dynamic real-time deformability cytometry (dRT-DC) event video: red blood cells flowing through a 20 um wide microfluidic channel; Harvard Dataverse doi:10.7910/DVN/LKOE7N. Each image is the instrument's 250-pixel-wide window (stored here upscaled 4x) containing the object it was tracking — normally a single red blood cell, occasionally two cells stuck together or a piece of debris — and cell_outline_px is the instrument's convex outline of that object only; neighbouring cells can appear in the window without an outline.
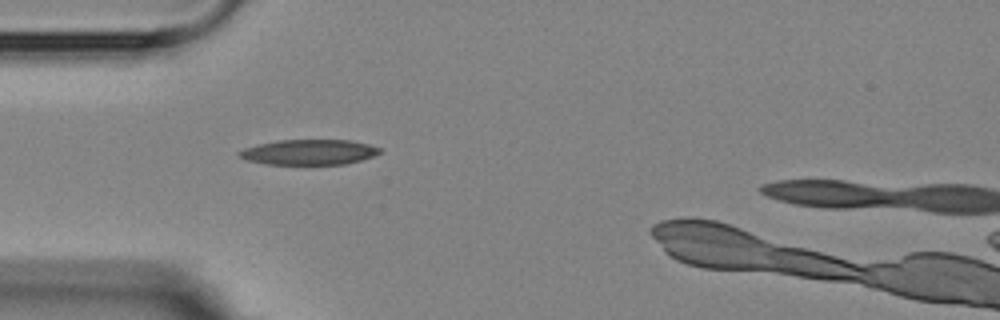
{"species": "Egyptian fruit bat (a non-hibernating species)", "species_latin": "Rousettus aegyptiacus", "temperature_condition": "room temperature", "stored_images_in_passage": 1, "camera_frame_rate_fps": 3000, "um_per_image_px": 0.085, "animal": {"sex": "female"}, "frame": {"image": 1, "passage_image": 1, "time_ms": 0.0, "image_size_px": [1000, 320], "cell_outline_px": [[380, 152], [372, 156], [360, 160], [344, 164], [268, 164], [248, 160], [240, 156], [236, 152], [244, 148], [256, 144], [276, 140], [348, 140], [368, 144], [380, 148]], "centroid_in_image_um": [26.22, 12.92], "position_along_channel_um": 58.8, "area_um2": 20.52}}